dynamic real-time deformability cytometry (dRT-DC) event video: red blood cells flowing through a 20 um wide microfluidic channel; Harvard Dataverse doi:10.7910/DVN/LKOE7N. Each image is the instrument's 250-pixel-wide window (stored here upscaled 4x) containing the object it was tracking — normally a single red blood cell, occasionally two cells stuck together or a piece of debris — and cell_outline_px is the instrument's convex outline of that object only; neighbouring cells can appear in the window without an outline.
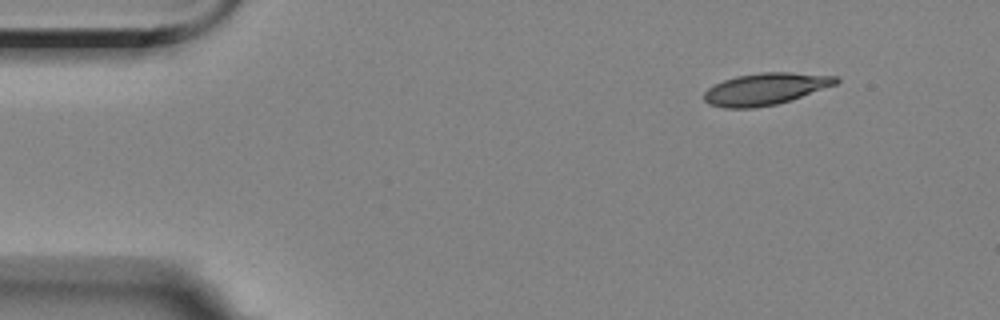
{"species": "Egyptian fruit bat (a non-hibernating species)", "species_latin": "Rousettus aegyptiacus", "temperature_condition": "room temperature", "stored_images_in_passage": 3, "camera_frame_rate_fps": 3000, "um_per_image_px": 0.085, "animal": {"sex": "female"}, "frame": {"image": 1, "passage_image": 1, "time_ms": 0.0, "image_size_px": [1000, 320], "cell_outline_px": [[840, 80], [836, 84], [792, 100], [776, 104], [756, 108], [724, 108], [708, 104], [704, 100], [704, 92], [708, 88], [724, 80], [736, 76], [760, 72], [792, 72], [836, 76]], "centroid_in_image_um": [65.06, 7.56], "position_along_channel_um": 19.9, "area_um2": 24.57}}